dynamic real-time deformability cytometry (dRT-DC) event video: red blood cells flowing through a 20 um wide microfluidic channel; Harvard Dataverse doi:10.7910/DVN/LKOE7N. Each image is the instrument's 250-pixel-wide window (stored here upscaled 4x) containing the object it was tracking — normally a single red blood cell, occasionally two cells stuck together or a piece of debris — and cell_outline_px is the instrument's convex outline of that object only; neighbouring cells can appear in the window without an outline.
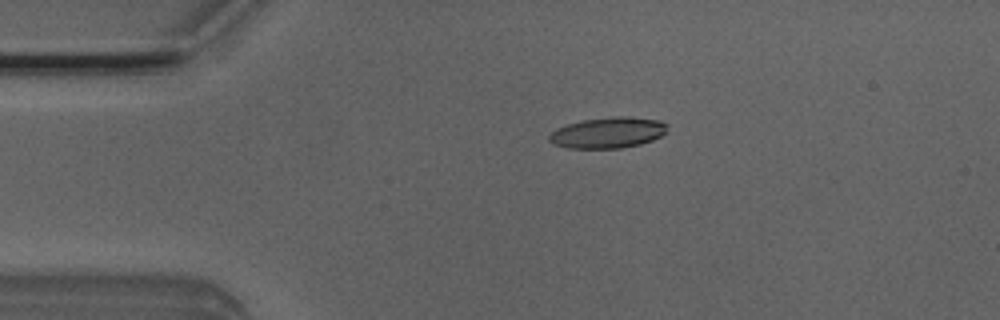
{"species": "Egyptian fruit bat (a non-hibernating species)", "species_latin": "Rousettus aegyptiacus", "temperature_condition": "room temperature", "stored_images_in_passage": 50, "camera_frame_rate_fps": 3000, "um_per_image_px": 0.085, "animal": {"sex": "male"}, "frame": {"image": 1, "passage_image": 10, "time_ms": 3.0, "image_size_px": [1000, 320], "cell_outline_px": [[668, 132], [652, 140], [640, 144], [620, 148], [568, 148], [556, 144], [548, 140], [548, 136], [556, 128], [568, 124], [584, 120], [612, 116], [628, 116], [660, 120], [668, 124]], "centroid_in_image_um": [51.72, 11.27], "position_along_channel_um": 33.3, "area_um2": 21.33}}
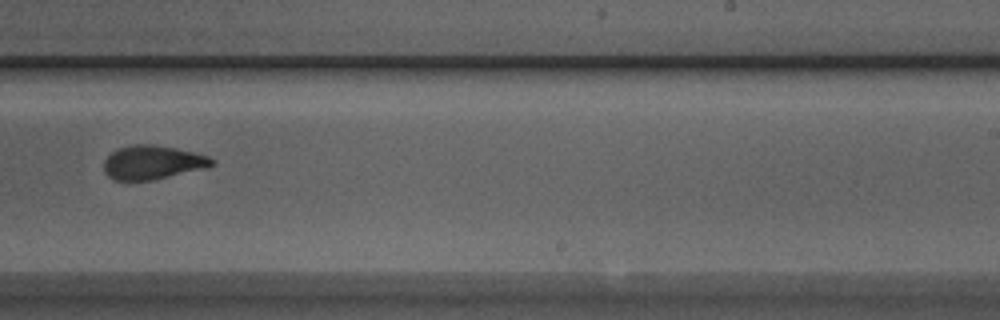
{"frame": {"image": 2, "passage_image": 31, "time_ms": 10.0, "image_size_px": [1000, 320], "cell_outline_px": [[216, 164], [208, 168], [152, 180], [112, 180], [104, 172], [104, 160], [116, 148], [136, 144], [152, 144], [176, 148], [208, 156], [216, 160]], "centroid_in_image_um": [12.99, 13.81], "position_along_channel_um": 276.0, "area_um2": 21.5}}
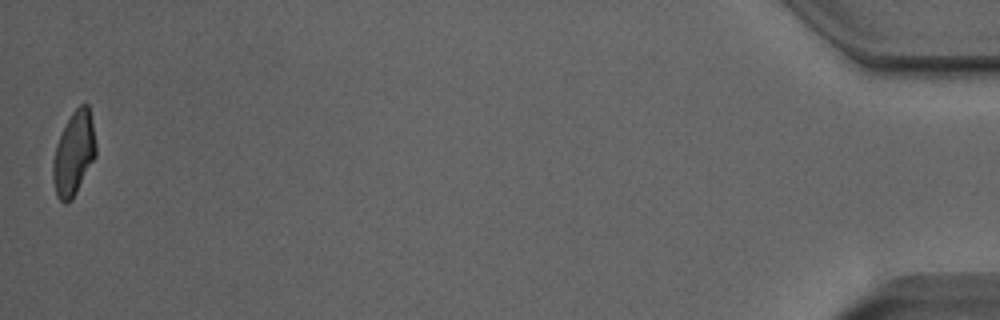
{"frame": {"image": 3, "passage_image": 50, "time_ms": 16.333, "image_size_px": [1000, 320], "cell_outline_px": [[96, 156], [72, 200], [68, 204], [64, 204], [56, 196], [52, 176], [52, 160], [56, 144], [72, 112], [80, 104], [88, 104], [96, 144]], "centroid_in_image_um": [6.26, 13.1], "position_along_channel_um": 428.9, "area_um2": 20.92}, "authors_computed_cell_mechanics": {"area_um2": 21.6461, "velocity_mm_per_s": 4.0269, "shape_relaxation_time_tau1_ms": 4.1837, "shape_relaxation_time_tau2_ms": 2.0395, "deformation_change_tau1": 0.1583, "deformation_change_tau2": 0.0933}}